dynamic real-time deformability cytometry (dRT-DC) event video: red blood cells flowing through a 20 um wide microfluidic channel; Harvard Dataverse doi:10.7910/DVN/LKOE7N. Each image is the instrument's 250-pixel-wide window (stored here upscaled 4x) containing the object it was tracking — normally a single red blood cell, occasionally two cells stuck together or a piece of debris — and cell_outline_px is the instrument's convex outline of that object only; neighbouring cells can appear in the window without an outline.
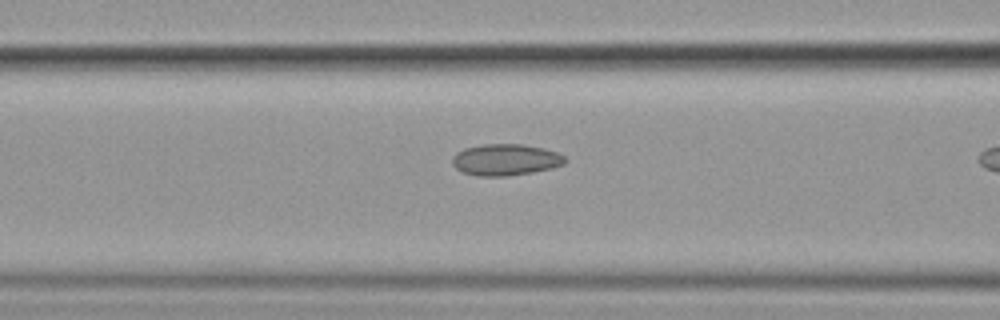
{"species": "common noctule bat (a hibernating species)", "species_latin": "Nyctalus noctula", "temperature_condition": "cold", "stored_images_in_passage": 4, "camera_frame_rate_fps": 3000, "um_per_image_px": 0.085, "animal": {"sex": "female", "body_mass_g": 19.9}, "frame": {"image": 1, "passage_image": 3, "time_ms": 0.667, "image_size_px": [1000, 320], "cell_outline_px": [[568, 160], [564, 164], [552, 168], [532, 172], [508, 176], [480, 176], [464, 172], [456, 168], [452, 164], [452, 156], [456, 152], [464, 148], [484, 144], [524, 144], [544, 148], [556, 152], [564, 156]], "centroid_in_image_um": [42.98, 13.57], "position_along_channel_um": 123.6, "area_um2": 20.75}}